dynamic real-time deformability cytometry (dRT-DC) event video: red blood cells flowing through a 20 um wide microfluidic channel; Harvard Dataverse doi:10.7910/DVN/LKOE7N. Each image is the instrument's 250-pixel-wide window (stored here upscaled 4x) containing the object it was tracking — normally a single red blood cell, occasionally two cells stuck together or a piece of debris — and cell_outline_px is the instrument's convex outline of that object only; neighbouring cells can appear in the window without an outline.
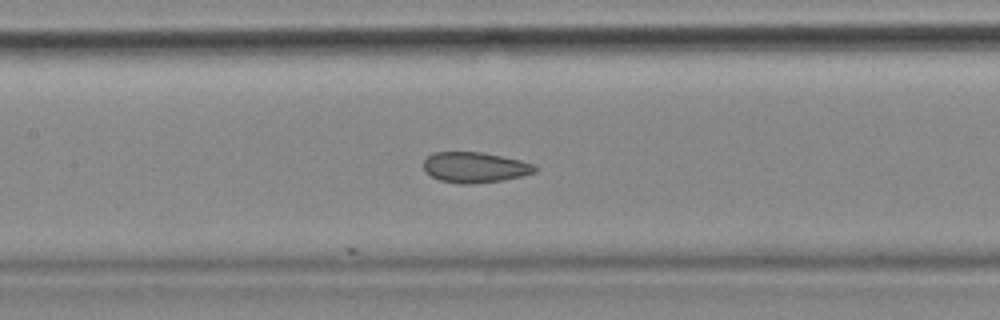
{"species": "common noctule bat (a hibernating species)", "species_latin": "Nyctalus noctula", "temperature_condition": "cold", "stored_images_in_passage": 25, "camera_frame_rate_fps": 3000, "um_per_image_px": 0.085, "animal": {"sex": "female", "body_mass_g": 18.4}, "frame": {"image": 1, "passage_image": 25, "time_ms": 8.0, "image_size_px": [1000, 320], "cell_outline_px": [[536, 172], [504, 180], [468, 184], [460, 184], [440, 180], [424, 172], [424, 160], [432, 152], [480, 152], [520, 160], [536, 164]], "centroid_in_image_um": [40.35, 14.22], "position_along_channel_um": 167.0, "area_um2": 19.77}}